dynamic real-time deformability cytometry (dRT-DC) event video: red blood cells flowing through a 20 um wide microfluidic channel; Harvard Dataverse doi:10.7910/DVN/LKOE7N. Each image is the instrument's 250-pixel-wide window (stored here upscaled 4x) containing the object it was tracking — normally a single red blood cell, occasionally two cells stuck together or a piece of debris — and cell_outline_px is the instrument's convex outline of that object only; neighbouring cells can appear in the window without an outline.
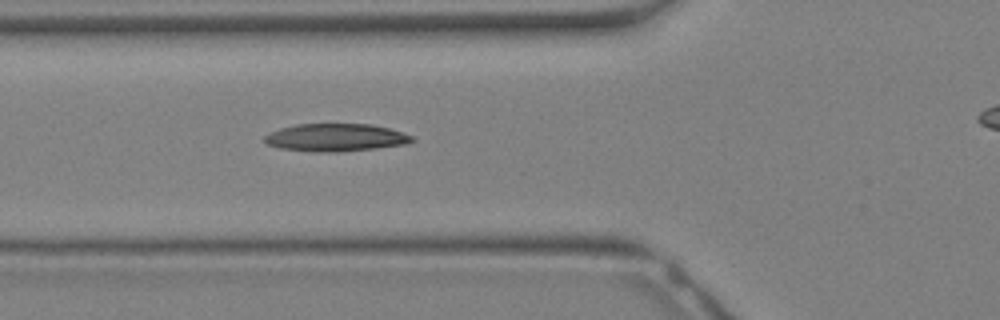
{"species": "Egyptian fruit bat (a non-hibernating species)", "species_latin": "Rousettus aegyptiacus", "temperature_condition": "warm", "stored_images_in_passage": 8, "camera_frame_rate_fps": 3000, "um_per_image_px": 0.085, "animal": {"sex": "female"}, "frame": {"image": 1, "passage_image": 6, "time_ms": 1.667, "image_size_px": [1000, 320], "cell_outline_px": [[416, 140], [404, 144], [372, 148], [336, 152], [320, 152], [280, 148], [268, 144], [264, 140], [264, 136], [280, 128], [296, 124], [372, 124], [388, 128], [412, 136]], "centroid_in_image_um": [28.51, 11.68], "position_along_channel_um": 97.3, "area_um2": 23.41}}
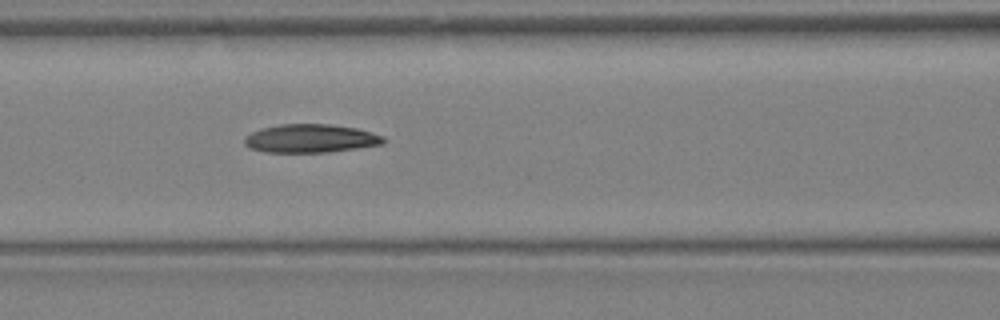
{"frame": {"image": 2, "passage_image": 8, "time_ms": 2.333, "image_size_px": [1000, 320], "cell_outline_px": [[384, 144], [328, 152], [264, 152], [248, 148], [244, 144], [244, 136], [252, 132], [264, 128], [280, 124], [328, 124], [356, 128], [372, 132], [384, 136]], "centroid_in_image_um": [26.38, 11.77], "position_along_channel_um": 140.2, "area_um2": 23.0}}